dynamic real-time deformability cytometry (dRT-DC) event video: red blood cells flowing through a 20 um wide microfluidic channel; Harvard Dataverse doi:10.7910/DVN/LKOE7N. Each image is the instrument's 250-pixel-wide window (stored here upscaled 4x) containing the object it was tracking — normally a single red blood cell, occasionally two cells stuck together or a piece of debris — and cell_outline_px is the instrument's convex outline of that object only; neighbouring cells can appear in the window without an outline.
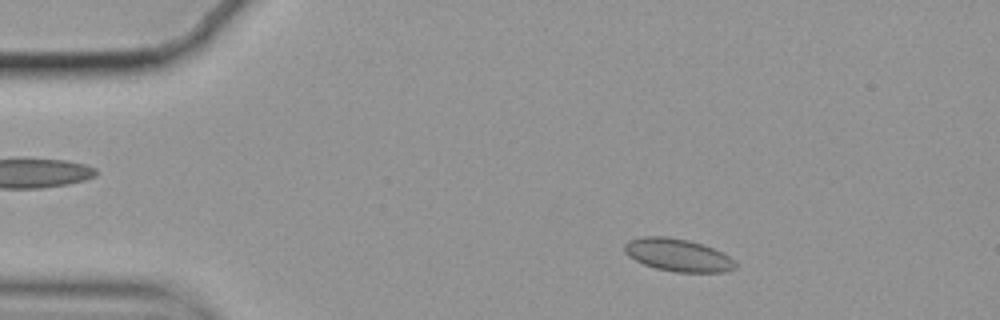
{"species": "common noctule bat (a hibernating species)", "species_latin": "Nyctalus noctula", "temperature_condition": "cold", "stored_images_in_passage": 55, "camera_frame_rate_fps": 3000, "um_per_image_px": 0.085, "animal": {"sex": "female", "body_mass_g": 19.9}, "frame": {"image": 1, "passage_image": 7, "time_ms": 2.0, "image_size_px": [1000, 320], "cell_outline_px": [[736, 268], [724, 272], [676, 272], [656, 268], [644, 264], [628, 256], [624, 252], [624, 244], [628, 240], [640, 236], [668, 236], [688, 240], [712, 248], [728, 256], [736, 264]], "centroid_in_image_um": [57.56, 21.67], "position_along_channel_um": 27.4, "area_um2": 20.98}}
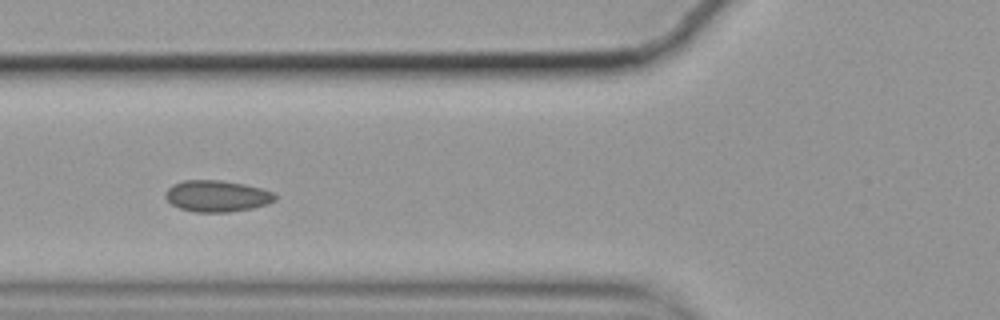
{"frame": {"image": 2, "passage_image": 19, "time_ms": 6.0, "image_size_px": [1000, 320], "cell_outline_px": [[276, 200], [268, 204], [252, 208], [228, 212], [196, 212], [180, 208], [172, 204], [164, 196], [164, 192], [172, 184], [184, 180], [220, 180], [244, 184], [276, 192]], "centroid_in_image_um": [18.45, 16.66], "position_along_channel_um": 107.4, "area_um2": 20.17}}
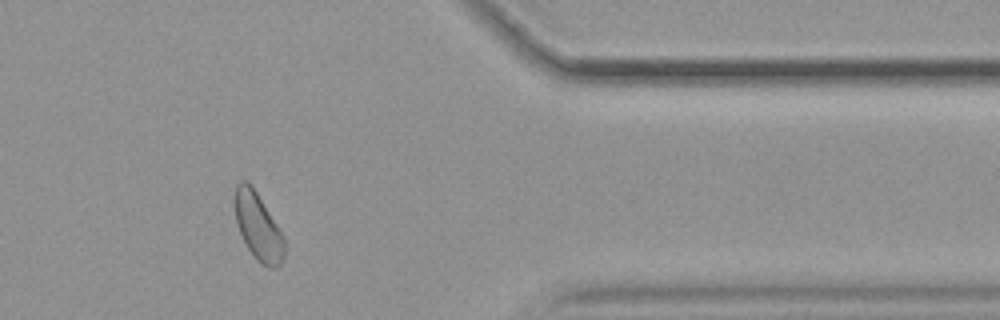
{"frame": {"image": 3, "passage_image": 45, "time_ms": 14.667, "image_size_px": [1000, 320], "cell_outline_px": [[284, 256], [280, 264], [272, 268], [268, 268], [260, 264], [256, 260], [248, 248], [240, 232], [236, 220], [232, 200], [236, 184], [240, 180], [248, 180], [252, 184], [284, 236]], "centroid_in_image_um": [21.9, 19.2], "position_along_channel_um": 389.5, "area_um2": 19.71}, "authors_computed_cell_mechanics": {"area_um2": 19.8254, "velocity_mm_per_s": 3.4848, "shape_relaxation_time_tau1_ms": null, "shape_relaxation_time_tau2_ms": 1.7808, "deformation_change_tau1": null, "deformation_change_tau2": 0.0643}}